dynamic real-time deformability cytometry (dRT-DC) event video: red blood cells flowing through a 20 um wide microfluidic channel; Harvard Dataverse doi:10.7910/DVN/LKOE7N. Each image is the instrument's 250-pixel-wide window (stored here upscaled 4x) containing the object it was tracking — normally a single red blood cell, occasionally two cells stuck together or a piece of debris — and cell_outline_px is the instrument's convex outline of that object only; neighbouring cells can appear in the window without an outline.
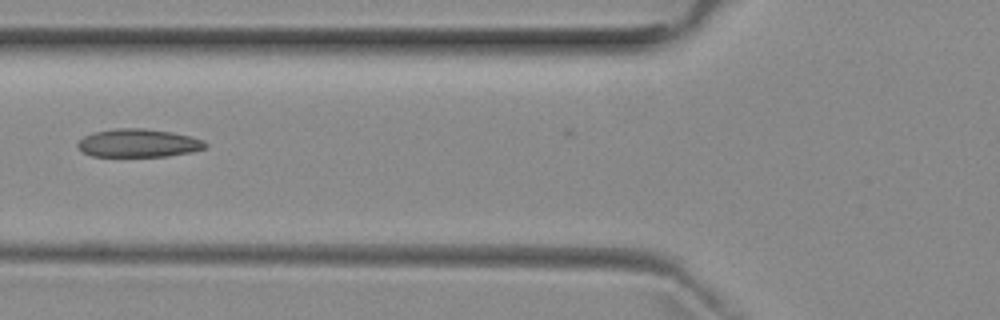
{"species": "common noctule bat (a hibernating species)", "species_latin": "Nyctalus noctula", "temperature_condition": "room temperature", "stored_images_in_passage": 6, "camera_frame_rate_fps": 3000, "um_per_image_px": 0.085, "animal": {"sex": "female", "body_mass_g": 29.2, "forearm_length_mm": 56.3}, "frame": {"image": 1, "passage_image": 6, "time_ms": 5.667, "image_size_px": [1000, 320], "cell_outline_px": [[208, 144], [204, 148], [192, 152], [168, 156], [92, 156], [84, 152], [76, 144], [84, 136], [92, 132], [112, 128], [144, 128], [172, 132], [192, 136], [204, 140]], "centroid_in_image_um": [11.78, 12.15], "position_along_channel_um": 114.0, "area_um2": 21.1}}